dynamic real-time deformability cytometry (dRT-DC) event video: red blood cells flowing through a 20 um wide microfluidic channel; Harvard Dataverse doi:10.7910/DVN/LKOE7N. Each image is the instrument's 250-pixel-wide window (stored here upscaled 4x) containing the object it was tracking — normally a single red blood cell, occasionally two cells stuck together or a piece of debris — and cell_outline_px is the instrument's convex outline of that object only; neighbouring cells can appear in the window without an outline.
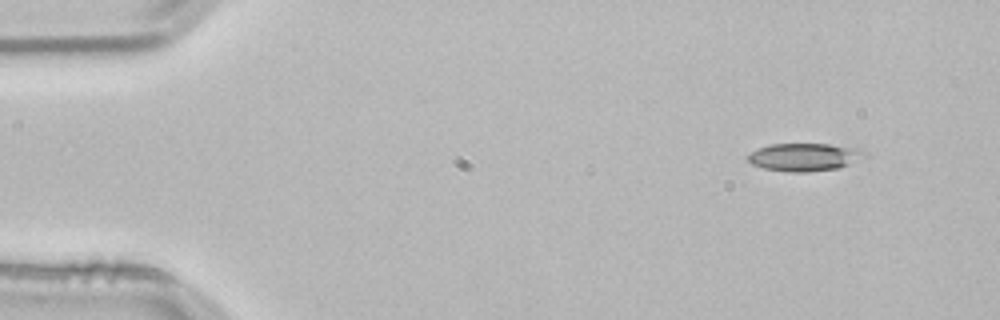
{"species": "common noctule bat (a hibernating species)", "species_latin": "Nyctalus noctula", "temperature_condition": "room temperature", "stored_images_in_passage": 12, "camera_frame_rate_fps": 3000, "um_per_image_px": 0.085, "animal": {"sex": "male", "body_mass_g": 21.5, "forearm_length_mm": 52.0}, "frame": {"image": 1, "passage_image": 1, "time_ms": 0.0, "image_size_px": [1000, 320], "cell_outline_px": [[868, 152], [848, 164], [836, 168], [804, 172], [792, 172], [764, 168], [752, 164], [744, 156], [756, 148], [768, 144], [832, 144], [864, 148]], "centroid_in_image_um": [68.32, 13.32], "position_along_channel_um": 16.7, "area_um2": 18.96}}
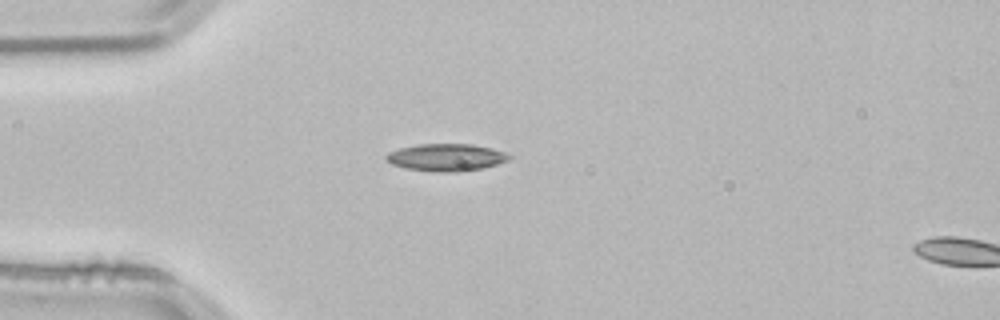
{"frame": {"image": 2, "passage_image": 10, "time_ms": 3.0, "image_size_px": [1000, 320], "cell_outline_px": [[512, 156], [508, 160], [496, 164], [480, 168], [460, 172], [436, 172], [408, 168], [392, 164], [384, 160], [384, 156], [388, 152], [400, 148], [416, 144], [472, 144], [492, 148], [504, 152]], "centroid_in_image_um": [37.89, 13.37], "position_along_channel_um": 47.1, "area_um2": 19.54}}